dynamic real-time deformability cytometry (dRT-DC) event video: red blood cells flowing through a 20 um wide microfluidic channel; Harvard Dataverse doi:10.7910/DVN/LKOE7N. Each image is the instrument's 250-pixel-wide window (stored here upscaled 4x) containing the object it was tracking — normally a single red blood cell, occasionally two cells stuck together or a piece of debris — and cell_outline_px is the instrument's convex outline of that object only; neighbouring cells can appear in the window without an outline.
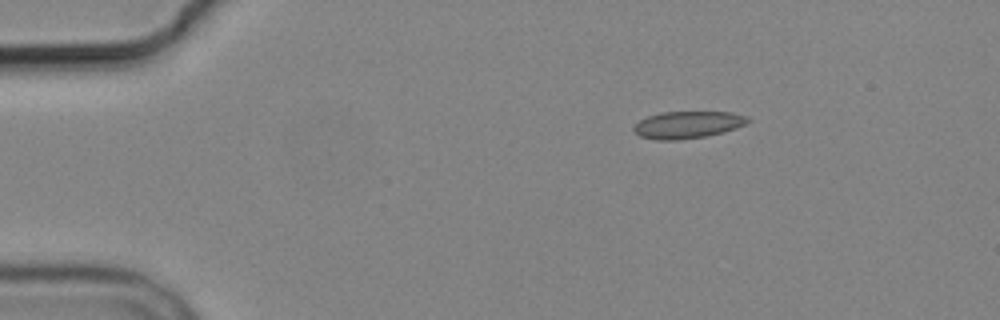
{"species": "common noctule bat (a hibernating species)", "species_latin": "Nyctalus noctula", "temperature_condition": "cold", "stored_images_in_passage": 3, "camera_frame_rate_fps": 3000, "um_per_image_px": 0.085, "animal": {"sex": "male", "body_mass_g": 19.2, "forearm_length_mm": 51.8}, "frame": {"image": 1, "passage_image": 1, "time_ms": 0.0, "image_size_px": [1000, 320], "cell_outline_px": [[752, 120], [736, 128], [724, 132], [704, 136], [676, 140], [656, 140], [640, 136], [632, 128], [640, 120], [648, 116], [660, 112], [732, 112], [748, 116]], "centroid_in_image_um": [58.47, 10.6], "position_along_channel_um": 26.5, "area_um2": 17.98}}